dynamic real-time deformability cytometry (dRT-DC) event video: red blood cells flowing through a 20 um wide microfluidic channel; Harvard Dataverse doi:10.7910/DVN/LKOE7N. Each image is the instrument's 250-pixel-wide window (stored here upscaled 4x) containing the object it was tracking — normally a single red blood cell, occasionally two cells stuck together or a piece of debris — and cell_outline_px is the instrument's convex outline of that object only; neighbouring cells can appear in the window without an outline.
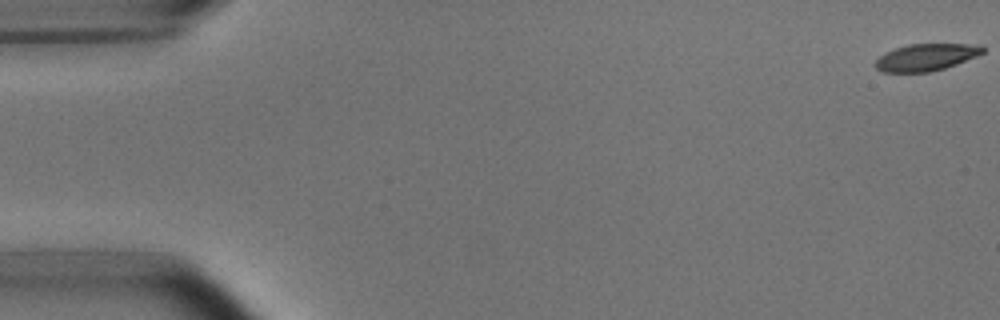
{"species": "common noctule bat (a hibernating species)", "species_latin": "Nyctalus noctula", "temperature_condition": "room temperature", "stored_images_in_passage": 53, "camera_frame_rate_fps": 3000, "um_per_image_px": 0.085, "animal": {"sex": "male", "body_mass_g": 15.6}, "frame": {"image": 1, "passage_image": 1, "time_ms": 0.0, "image_size_px": [1000, 320], "cell_outline_px": [[984, 52], [976, 56], [956, 64], [944, 68], [928, 72], [880, 72], [872, 64], [884, 52], [908, 44], [968, 44], [984, 48]], "centroid_in_image_um": [78.63, 4.87], "position_along_channel_um": 6.4, "area_um2": 16.76}}
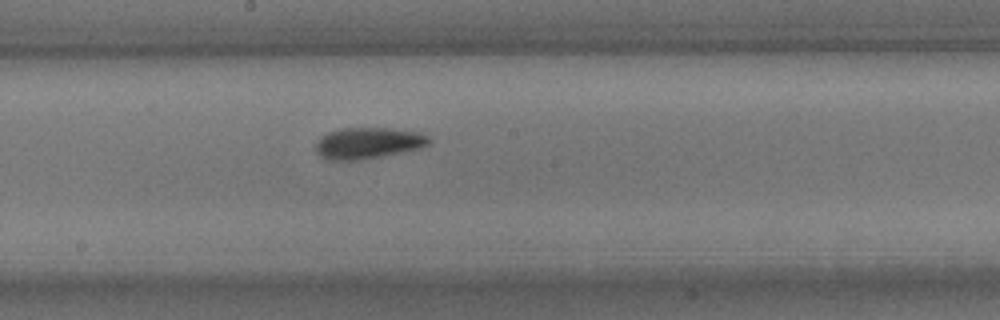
{"frame": {"image": 2, "passage_image": 29, "time_ms": 9.333, "image_size_px": [1000, 320], "cell_outline_px": [[432, 140], [428, 144], [420, 148], [360, 160], [328, 160], [320, 156], [316, 152], [316, 140], [320, 136], [328, 132], [340, 128], [388, 128], [420, 132], [428, 136]], "centroid_in_image_um": [31.25, 12.15], "position_along_channel_um": 216.9, "area_um2": 20.69}}
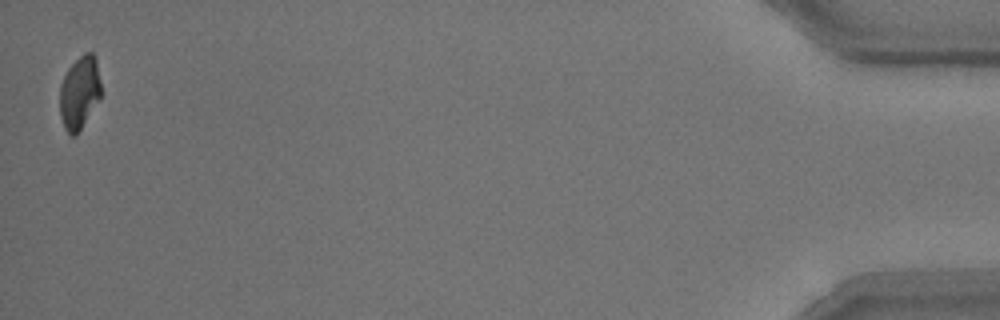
{"frame": {"image": 3, "passage_image": 53, "time_ms": 17.333, "image_size_px": [1000, 320], "cell_outline_px": [[100, 96], [76, 136], [72, 136], [64, 128], [60, 116], [60, 84], [68, 68], [84, 52], [92, 52], [96, 56], [100, 80]], "centroid_in_image_um": [6.74, 7.84], "position_along_channel_um": 428.5, "area_um2": 17.34}, "authors_computed_cell_mechanics": {"area_um2": 19.074, "velocity_mm_per_s": 3.7656, "shape_relaxation_time_tau1_ms": 3.3489, "shape_relaxation_time_tau2_ms": 2.4752, "deformation_change_tau1": 0.1453, "deformation_change_tau2": 0.0927}}